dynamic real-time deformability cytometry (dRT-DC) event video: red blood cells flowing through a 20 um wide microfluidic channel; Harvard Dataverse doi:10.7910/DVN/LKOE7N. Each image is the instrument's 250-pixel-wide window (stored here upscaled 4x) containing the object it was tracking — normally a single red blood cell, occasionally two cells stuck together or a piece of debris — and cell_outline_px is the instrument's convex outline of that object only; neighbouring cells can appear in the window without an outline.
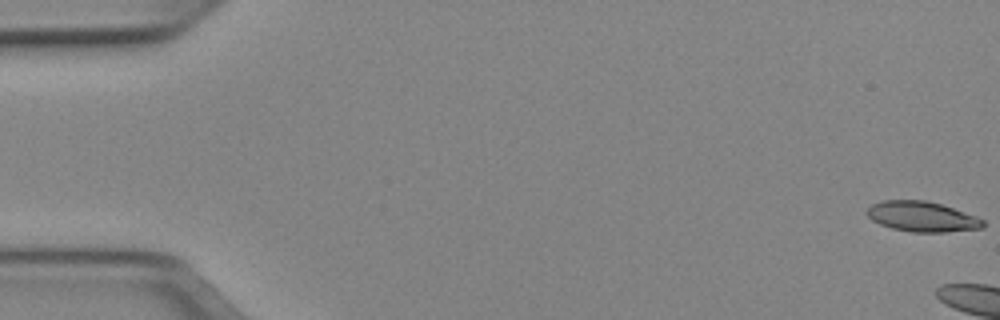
{"species": "Egyptian fruit bat (a non-hibernating species)", "species_latin": "Rousettus aegyptiacus", "temperature_condition": "cold", "stored_images_in_passage": 5, "camera_frame_rate_fps": 3000, "um_per_image_px": 0.085, "animal": {"sex": "female"}, "frame": {"image": 1, "passage_image": 1, "time_ms": 0.0, "image_size_px": [1000, 320], "cell_outline_px": [[984, 224], [980, 228], [944, 232], [912, 232], [892, 228], [880, 224], [872, 220], [864, 212], [872, 204], [884, 200], [924, 200], [940, 204], [976, 216], [984, 220]], "centroid_in_image_um": [78.33, 18.41], "position_along_channel_um": 6.7, "area_um2": 20.23}}